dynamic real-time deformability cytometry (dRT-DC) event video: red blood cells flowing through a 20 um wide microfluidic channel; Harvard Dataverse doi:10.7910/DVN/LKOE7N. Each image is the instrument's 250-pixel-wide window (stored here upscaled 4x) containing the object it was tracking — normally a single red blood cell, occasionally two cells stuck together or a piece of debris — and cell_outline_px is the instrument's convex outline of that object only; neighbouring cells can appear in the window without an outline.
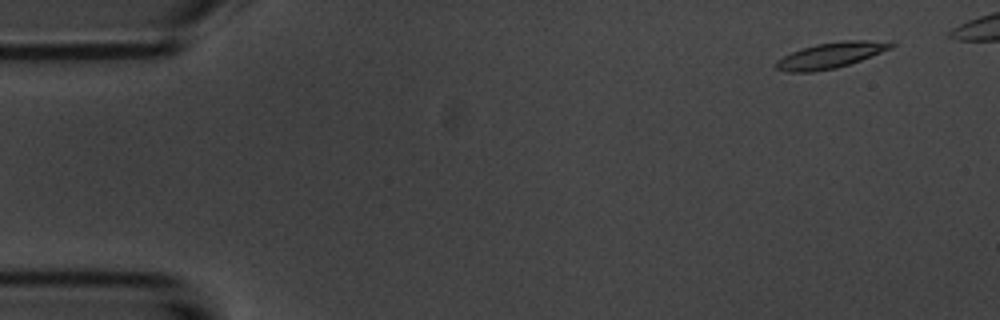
{"species": "common noctule bat (a hibernating species)", "species_latin": "Nyctalus noctula", "temperature_condition": "room temperature", "stored_images_in_passage": 6, "camera_frame_rate_fps": 3000, "um_per_image_px": 0.085, "animal": {"sex": "male", "body_mass_g": 20.1, "forearm_length_mm": 53.5}, "frame": {"image": 1, "passage_image": 2, "time_ms": 1.0, "image_size_px": [1000, 320], "cell_outline_px": [[896, 44], [892, 48], [860, 60], [836, 68], [812, 72], [788, 72], [776, 68], [776, 60], [800, 48], [816, 44], [844, 40], [892, 40]], "centroid_in_image_um": [70.65, 4.68], "position_along_channel_um": 14.3, "area_um2": 17.34}}